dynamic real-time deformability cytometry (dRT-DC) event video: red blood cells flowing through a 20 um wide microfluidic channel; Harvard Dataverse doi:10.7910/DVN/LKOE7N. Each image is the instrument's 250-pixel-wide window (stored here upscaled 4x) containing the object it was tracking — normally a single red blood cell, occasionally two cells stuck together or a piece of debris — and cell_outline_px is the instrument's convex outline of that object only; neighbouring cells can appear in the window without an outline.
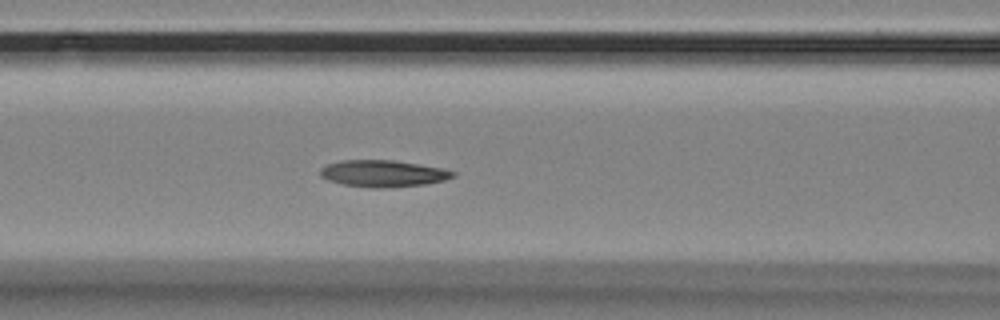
{"species": "Egyptian fruit bat (a non-hibernating species)", "species_latin": "Rousettus aegyptiacus", "temperature_condition": "room temperature", "stored_images_in_passage": 40, "camera_frame_rate_fps": 3000, "um_per_image_px": 0.085, "animal": {"sex": "female"}, "frame": {"image": 1, "passage_image": 7, "time_ms": 2.0, "image_size_px": [1000, 320], "cell_outline_px": [[456, 176], [444, 180], [424, 184], [384, 188], [368, 188], [344, 184], [328, 180], [320, 176], [320, 168], [328, 164], [340, 160], [396, 160], [444, 168], [456, 172]], "centroid_in_image_um": [32.57, 14.74], "position_along_channel_um": 134.0, "area_um2": 20.81}}
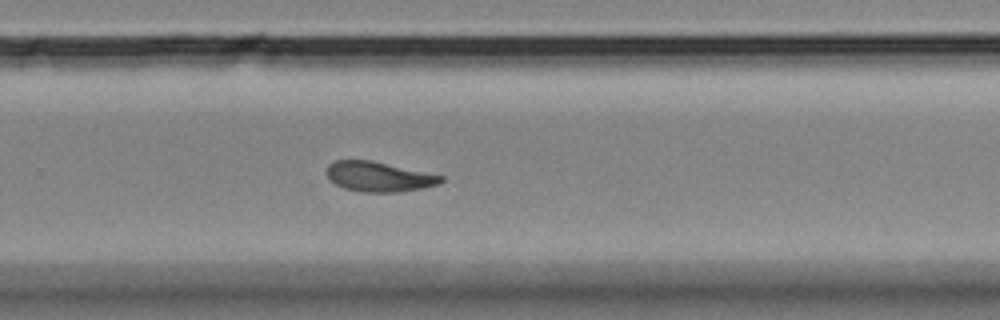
{"frame": {"image": 2, "passage_image": 21, "time_ms": 6.667, "image_size_px": [1000, 320], "cell_outline_px": [[444, 180], [440, 184], [424, 188], [400, 192], [360, 192], [344, 188], [328, 180], [328, 164], [336, 160], [372, 160], [444, 176]], "centroid_in_image_um": [32.22, 15.02], "position_along_channel_um": 297.6, "area_um2": 20.06}}
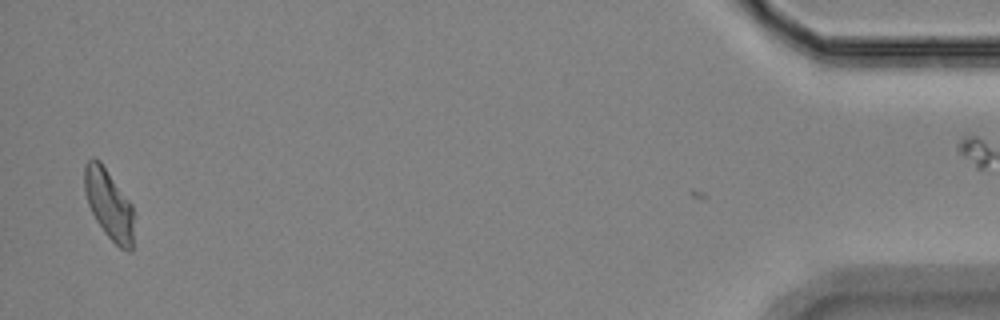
{"frame": {"image": 3, "passage_image": 39, "time_ms": 12.667, "image_size_px": [1000, 320], "cell_outline_px": [[132, 252], [128, 252], [120, 248], [104, 232], [96, 220], [88, 204], [84, 188], [84, 164], [92, 156], [100, 160], [132, 204]], "centroid_in_image_um": [9.23, 17.33], "position_along_channel_um": 426.0, "area_um2": 20.0}, "authors_computed_cell_mechanics": {"area_um2": 20.1433, "velocity_mm_per_s": 3.5158, "shape_relaxation_time_tau1_ms": 6.3481, "shape_relaxation_time_tau2_ms": 4.6566, "deformation_change_tau1": 0.1607, "deformation_change_tau2": 0.106}}